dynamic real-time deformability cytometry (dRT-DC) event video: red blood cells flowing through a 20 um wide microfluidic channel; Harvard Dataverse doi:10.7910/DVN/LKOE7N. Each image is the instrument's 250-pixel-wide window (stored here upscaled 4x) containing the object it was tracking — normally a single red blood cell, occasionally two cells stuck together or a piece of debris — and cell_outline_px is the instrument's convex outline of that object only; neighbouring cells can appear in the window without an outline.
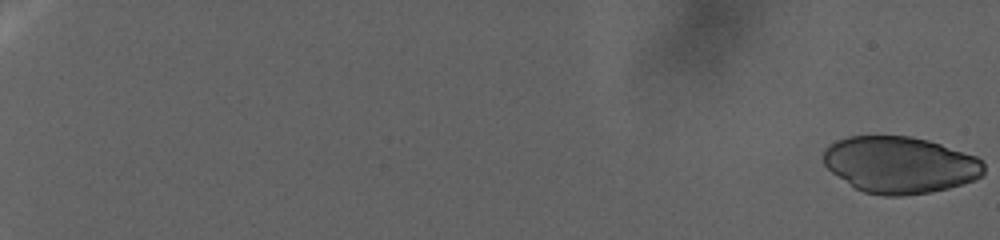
{"species": "human", "species_latin": "Homo sapiens", "temperature_condition": "warm", "stored_images_in_passage": 123, "camera_frame_rate_fps": 3000, "um_per_image_px": 0.085, "donor": {"sex": "female"}, "frame": {"image": 1, "passage_image": 1, "time_ms": 0.0, "image_size_px": [1000, 240], "cell_outline_px": [[984, 172], [976, 180], [948, 188], [932, 192], [900, 196], [884, 196], [864, 192], [856, 188], [832, 172], [824, 164], [824, 148], [836, 140], [848, 136], [912, 136], [928, 140], [976, 156], [984, 164]], "centroid_in_image_um": [76.5, 14.01], "position_along_channel_um": 8.5, "area_um2": 52.94}}
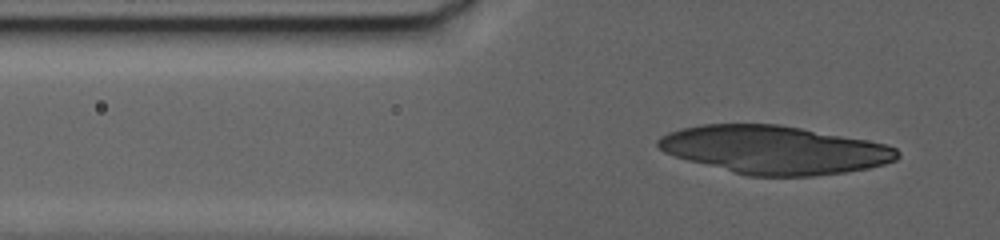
{"frame": {"image": 2, "passage_image": 60, "time_ms": 20.333, "image_size_px": [1000, 240], "cell_outline_px": [[900, 156], [896, 160], [884, 164], [868, 168], [844, 172], [812, 176], [748, 176], [688, 160], [664, 152], [656, 144], [656, 140], [660, 136], [668, 132], [680, 128], [700, 124], [780, 124], [888, 144], [896, 148], [900, 152]], "centroid_in_image_um": [65.82, 12.73], "position_along_channel_um": 60.0, "area_um2": 67.11}}